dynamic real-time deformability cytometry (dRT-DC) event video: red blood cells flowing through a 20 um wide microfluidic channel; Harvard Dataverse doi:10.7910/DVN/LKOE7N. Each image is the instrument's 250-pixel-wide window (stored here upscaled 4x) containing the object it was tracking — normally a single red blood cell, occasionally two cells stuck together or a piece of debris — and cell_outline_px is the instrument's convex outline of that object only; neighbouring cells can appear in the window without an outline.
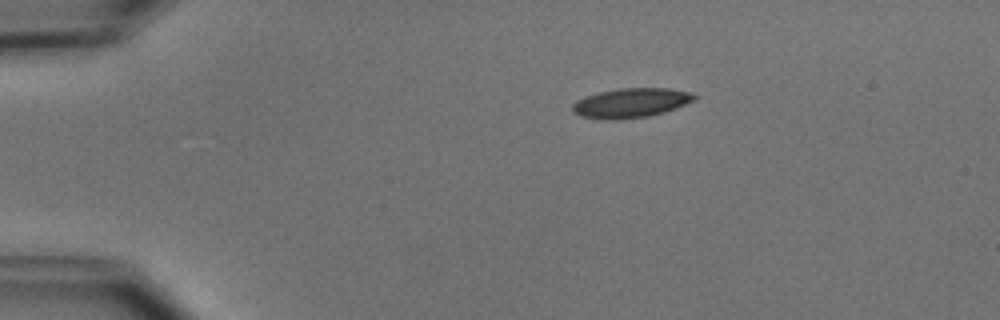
{"species": "common noctule bat (a hibernating species)", "species_latin": "Nyctalus noctula", "temperature_condition": "cold", "stored_images_in_passage": 3, "camera_frame_rate_fps": 3000, "um_per_image_px": 0.085, "animal": {"sex": "male", "body_mass_g": 15.6}, "frame": {"image": 1, "passage_image": 1, "time_ms": 0.0, "image_size_px": [1000, 320], "cell_outline_px": [[696, 100], [676, 108], [664, 112], [648, 116], [620, 120], [604, 120], [580, 116], [572, 112], [572, 104], [576, 100], [600, 92], [620, 88], [668, 88], [692, 92], [696, 96]], "centroid_in_image_um": [53.63, 8.76], "position_along_channel_um": 31.4, "area_um2": 21.1}}